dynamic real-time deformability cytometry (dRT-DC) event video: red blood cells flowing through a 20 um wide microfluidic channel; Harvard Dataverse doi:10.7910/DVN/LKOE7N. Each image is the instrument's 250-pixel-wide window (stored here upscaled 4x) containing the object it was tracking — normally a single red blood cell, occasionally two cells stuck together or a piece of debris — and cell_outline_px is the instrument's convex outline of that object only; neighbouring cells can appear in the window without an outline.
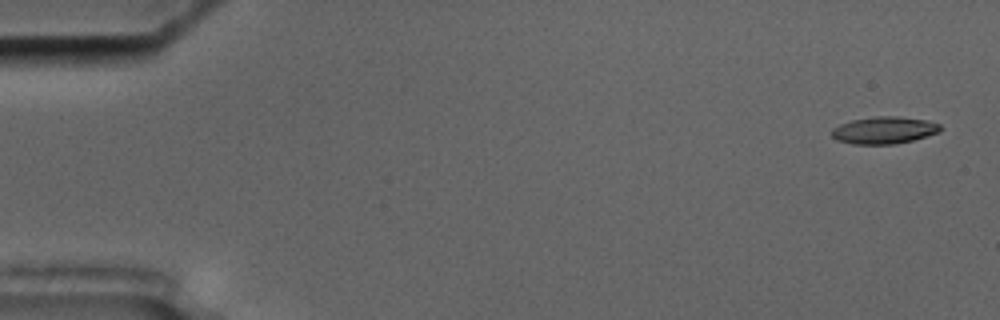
{"species": "common noctule bat (a hibernating species)", "species_latin": "Nyctalus noctula", "temperature_condition": "cold", "stored_images_in_passage": 6, "camera_frame_rate_fps": 3000, "um_per_image_px": 0.085, "animal": {"sex": "male", "body_mass_g": 17.5, "forearm_length_mm": 52.3}, "frame": {"image": 1, "passage_image": 1, "time_ms": 0.0, "image_size_px": [1000, 320], "cell_outline_px": [[940, 132], [912, 140], [896, 144], [852, 144], [836, 140], [832, 136], [832, 128], [840, 124], [852, 120], [876, 116], [896, 116], [928, 120], [940, 124]], "centroid_in_image_um": [75.14, 11.07], "position_along_channel_um": 9.9, "area_um2": 17.17}}
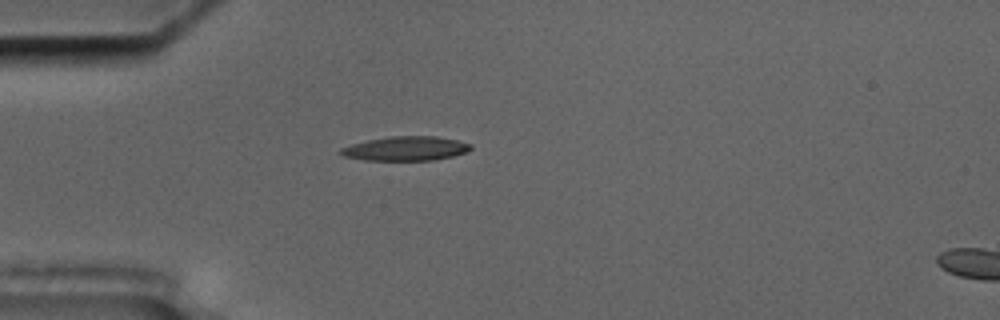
{"frame": {"image": 2, "passage_image": 5, "time_ms": 4.667, "image_size_px": [1000, 320], "cell_outline_px": [[472, 148], [468, 152], [452, 156], [432, 160], [364, 160], [344, 156], [340, 152], [340, 148], [352, 144], [368, 140], [388, 136], [436, 136], [456, 140], [472, 144]], "centroid_in_image_um": [34.51, 12.62], "position_along_channel_um": 50.5, "area_um2": 18.32}}